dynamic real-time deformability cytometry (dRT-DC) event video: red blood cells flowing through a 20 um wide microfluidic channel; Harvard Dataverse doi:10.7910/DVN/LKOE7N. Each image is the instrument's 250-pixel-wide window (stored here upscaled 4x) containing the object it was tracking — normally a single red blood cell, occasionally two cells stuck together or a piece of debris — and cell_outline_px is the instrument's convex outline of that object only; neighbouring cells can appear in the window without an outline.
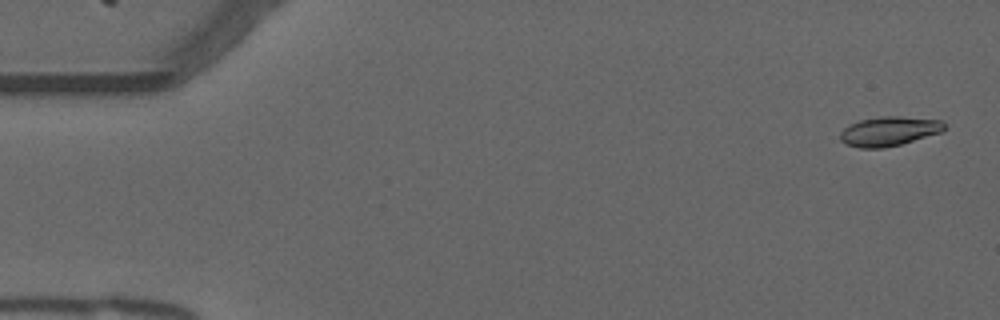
{"species": "common noctule bat (a hibernating species)", "species_latin": "Nyctalus noctula", "temperature_condition": "warm", "stored_images_in_passage": 55, "camera_frame_rate_fps": 3000, "um_per_image_px": 0.085, "animal": {"sex": "male", "forearm_length_mm": 52.5}, "frame": {"image": 1, "passage_image": 2, "time_ms": 0.333, "image_size_px": [1000, 320], "cell_outline_px": [[944, 128], [940, 132], [900, 144], [884, 148], [860, 148], [844, 144], [840, 140], [840, 132], [844, 128], [860, 120], [880, 116], [900, 116], [940, 120], [944, 124]], "centroid_in_image_um": [75.51, 11.16], "position_along_channel_um": 9.5, "area_um2": 17.63}}
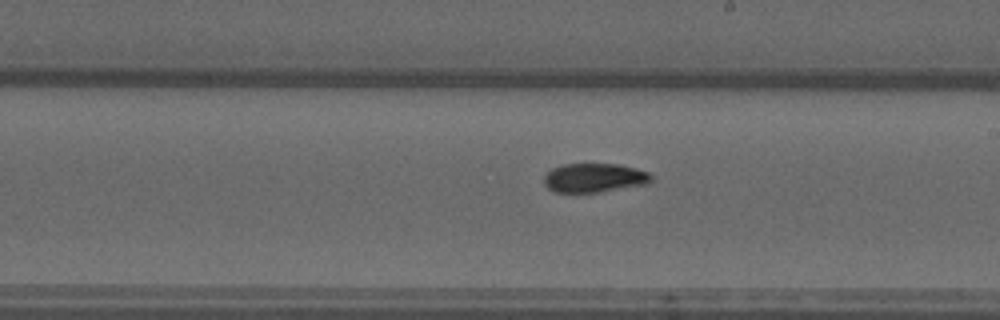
{"frame": {"image": 2, "passage_image": 31, "time_ms": 10.0, "image_size_px": [1000, 320], "cell_outline_px": [[652, 180], [648, 184], [600, 192], [556, 192], [548, 188], [544, 184], [544, 176], [552, 168], [564, 164], [620, 164], [636, 168], [648, 172], [652, 176]], "centroid_in_image_um": [50.54, 15.11], "position_along_channel_um": 238.5, "area_um2": 18.21}}
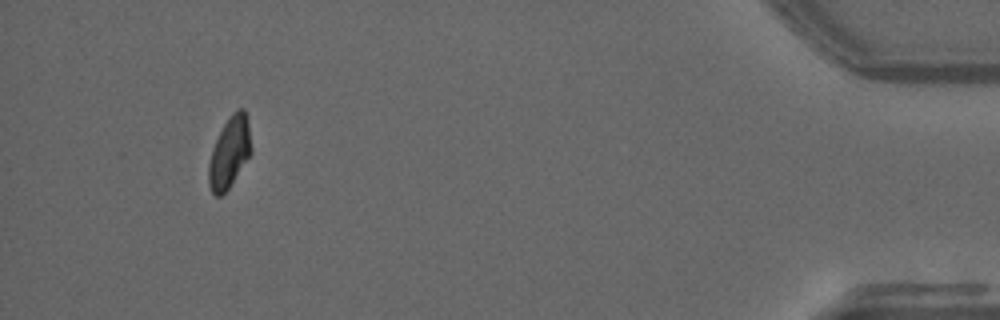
{"frame": {"image": 3, "passage_image": 51, "time_ms": 16.667, "image_size_px": [1000, 320], "cell_outline_px": [[252, 152], [228, 188], [220, 196], [216, 196], [212, 192], [208, 184], [208, 164], [212, 148], [224, 124], [232, 112], [236, 108], [244, 108], [248, 120], [252, 148]], "centroid_in_image_um": [19.51, 12.92], "position_along_channel_um": 415.7, "area_um2": 17.57}, "authors_computed_cell_mechanics": {"area_um2": 18.1492, "velocity_mm_per_s": 3.7533, "shape_relaxation_time_tau1_ms": 5.6483, "shape_relaxation_time_tau2_ms": 3.4767, "deformation_change_tau1": 0.1841, "deformation_change_tau2": 0.0602}}